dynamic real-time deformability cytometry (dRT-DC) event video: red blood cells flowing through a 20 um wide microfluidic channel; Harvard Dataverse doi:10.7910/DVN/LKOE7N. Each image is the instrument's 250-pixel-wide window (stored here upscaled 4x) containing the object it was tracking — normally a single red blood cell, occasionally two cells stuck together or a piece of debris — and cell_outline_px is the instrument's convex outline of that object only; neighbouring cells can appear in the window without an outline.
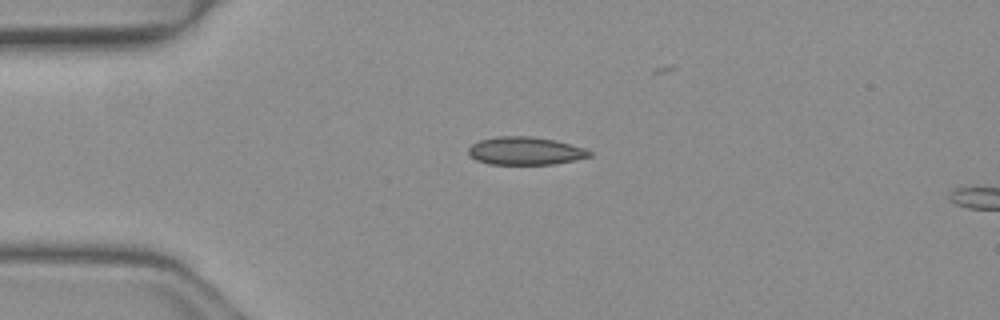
{"species": "common noctule bat (a hibernating species)", "species_latin": "Nyctalus noctula", "temperature_condition": "warm", "stored_images_in_passage": 5, "camera_frame_rate_fps": 3000, "um_per_image_px": 0.085, "animal": {"sex": "female", "body_mass_g": 19.3, "forearm_length_mm": 54.1}, "frame": {"image": 1, "passage_image": 1, "time_ms": 0.0, "image_size_px": [1000, 320], "cell_outline_px": [[592, 156], [552, 164], [488, 164], [476, 160], [468, 152], [468, 148], [472, 144], [480, 140], [496, 136], [532, 136], [556, 140], [584, 148], [592, 152]], "centroid_in_image_um": [44.64, 12.82], "position_along_channel_um": 40.4, "area_um2": 19.65}}